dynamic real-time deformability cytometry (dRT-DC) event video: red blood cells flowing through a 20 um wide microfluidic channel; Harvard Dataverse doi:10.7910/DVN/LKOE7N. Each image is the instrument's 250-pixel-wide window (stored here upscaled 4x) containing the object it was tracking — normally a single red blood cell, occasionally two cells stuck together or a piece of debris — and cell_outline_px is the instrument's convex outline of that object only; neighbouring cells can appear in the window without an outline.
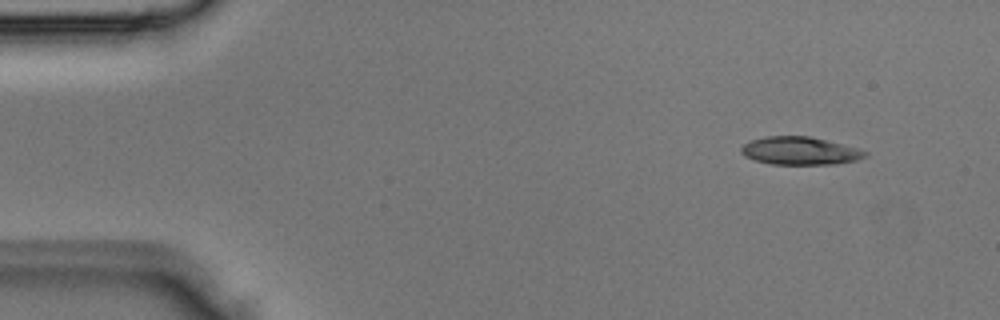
{"species": "Egyptian fruit bat (a non-hibernating species)", "species_latin": "Rousettus aegyptiacus", "temperature_condition": "room temperature", "stored_images_in_passage": 3, "segment_of_instrument_passage": [2, 2], "camera_frame_rate_fps": 3000, "um_per_image_px": 0.085, "animal": {"sex": "male"}, "frame": {"image": 1, "passage_image": 3, "time_ms": 0.667, "image_size_px": [1000, 320], "cell_outline_px": [[868, 156], [856, 160], [836, 164], [772, 164], [756, 160], [744, 156], [740, 152], [740, 148], [744, 144], [752, 140], [764, 136], [812, 136], [856, 148], [868, 152]], "centroid_in_image_um": [67.99, 12.82], "position_along_channel_um": 17.0, "area_um2": 20.11}}